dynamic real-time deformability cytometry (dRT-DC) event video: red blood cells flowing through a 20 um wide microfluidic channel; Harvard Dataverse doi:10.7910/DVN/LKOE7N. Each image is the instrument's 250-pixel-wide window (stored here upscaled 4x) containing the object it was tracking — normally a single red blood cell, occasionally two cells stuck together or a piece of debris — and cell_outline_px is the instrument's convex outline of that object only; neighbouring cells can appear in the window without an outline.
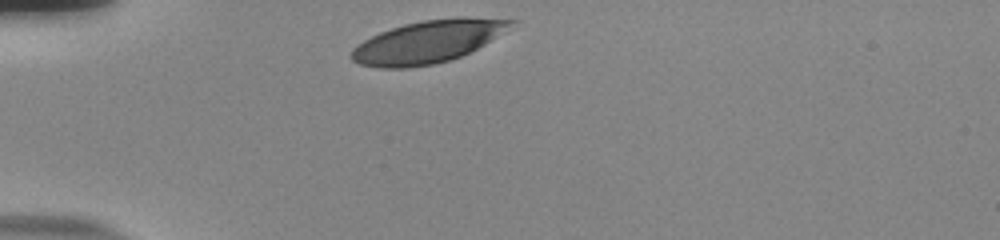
{"species": "human", "species_latin": "Homo sapiens", "temperature_condition": "room temperature", "stored_images_in_passage": 31, "camera_frame_rate_fps": 3000, "um_per_image_px": 0.085, "donor": {"sex": "male"}, "frame": {"image": 1, "passage_image": 1, "time_ms": 0.0, "image_size_px": [1000, 240], "cell_outline_px": [[516, 20], [496, 36], [484, 44], [460, 56], [448, 60], [432, 64], [408, 68], [380, 68], [360, 64], [352, 60], [352, 48], [356, 44], [380, 32], [404, 24], [424, 20], [464, 16]], "centroid_in_image_um": [36.3, 3.54], "position_along_channel_um": 48.7, "area_um2": 38.78}}
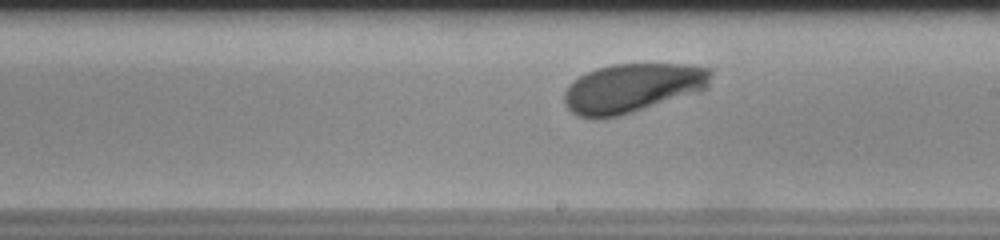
{"frame": {"image": 2, "passage_image": 18, "time_ms": 5.667, "image_size_px": [1000, 240], "cell_outline_px": [[712, 72], [708, 88], [696, 92], [620, 116], [596, 120], [576, 116], [564, 104], [564, 92], [568, 84], [580, 76], [596, 68], [612, 64], [688, 64], [712, 68]], "centroid_in_image_um": [53.72, 7.49], "position_along_channel_um": 235.3, "area_um2": 42.25}}
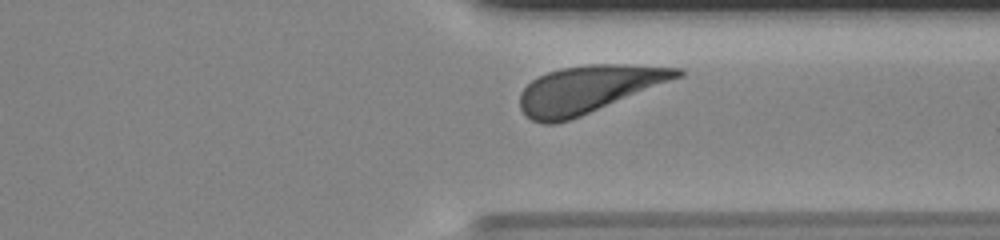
{"frame": {"image": 3, "passage_image": 28, "time_ms": 9.0, "image_size_px": [1000, 240], "cell_outline_px": [[684, 76], [580, 116], [556, 124], [544, 124], [532, 120], [520, 108], [520, 92], [532, 80], [548, 72], [560, 68], [588, 64], [628, 64], [684, 68]], "centroid_in_image_um": [50.05, 7.57], "position_along_channel_um": 361.4, "area_um2": 43.29}, "authors_computed_cell_mechanics": {"area_um2": 42.0784, "velocity_mm_per_s": 3.7656, "shape_relaxation_time_tau1_ms": 2.1111, "shape_relaxation_time_tau2_ms": null, "deformation_change_tau1": 0.1361, "deformation_change_tau2": null}}